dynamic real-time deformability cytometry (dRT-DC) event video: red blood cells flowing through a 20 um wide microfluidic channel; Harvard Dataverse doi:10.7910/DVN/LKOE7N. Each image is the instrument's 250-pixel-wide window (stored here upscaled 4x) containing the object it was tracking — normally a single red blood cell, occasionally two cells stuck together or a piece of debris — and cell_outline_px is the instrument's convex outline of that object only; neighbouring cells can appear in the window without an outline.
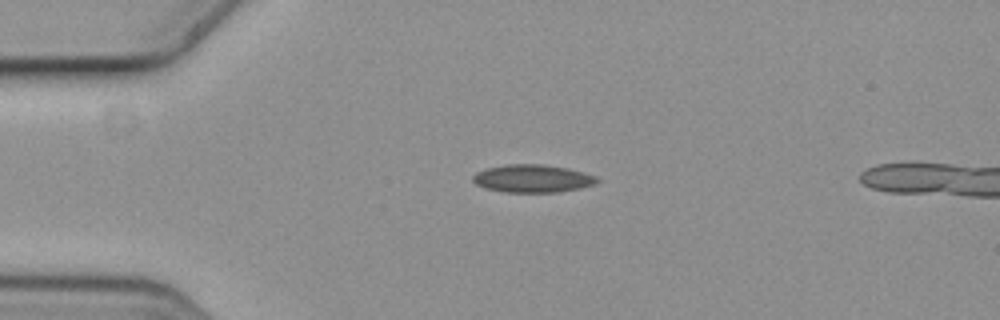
{"species": "common noctule bat (a hibernating species)", "species_latin": "Nyctalus noctula", "temperature_condition": "cold", "stored_images_in_passage": 2, "camera_frame_rate_fps": 3000, "um_per_image_px": 0.085, "animal": {"sex": "female", "body_mass_g": 19.3, "forearm_length_mm": 54.1}, "frame": {"image": 1, "passage_image": 1, "time_ms": 0.0, "image_size_px": [1000, 320], "cell_outline_px": [[600, 180], [596, 184], [580, 188], [556, 192], [504, 192], [484, 188], [476, 184], [472, 180], [472, 176], [476, 172], [488, 168], [504, 164], [544, 164], [568, 168], [584, 172], [596, 176]], "centroid_in_image_um": [45.27, 15.17], "position_along_channel_um": 39.7, "area_um2": 20.29}}